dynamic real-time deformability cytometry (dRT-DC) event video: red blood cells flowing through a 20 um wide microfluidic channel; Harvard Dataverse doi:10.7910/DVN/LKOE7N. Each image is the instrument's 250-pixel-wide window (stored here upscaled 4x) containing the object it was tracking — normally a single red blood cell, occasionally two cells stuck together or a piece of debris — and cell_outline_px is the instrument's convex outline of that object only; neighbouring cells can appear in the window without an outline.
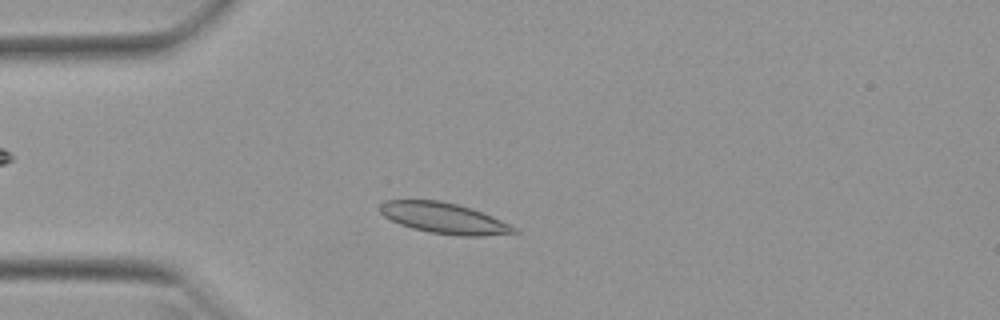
{"species": "Egyptian fruit bat (a non-hibernating species)", "species_latin": "Rousettus aegyptiacus", "temperature_condition": "warm", "stored_images_in_passage": 46, "camera_frame_rate_fps": 3000, "um_per_image_px": 0.085, "animal": {"sex": "female"}, "frame": {"image": 1, "passage_image": 8, "time_ms": 2.333, "image_size_px": [1000, 320], "cell_outline_px": [[520, 232], [480, 236], [460, 236], [432, 232], [412, 228], [400, 224], [384, 216], [380, 212], [380, 204], [384, 200], [440, 200], [456, 204], [492, 216], [516, 228]], "centroid_in_image_um": [37.71, 18.54], "position_along_channel_um": 47.3, "area_um2": 23.64}}
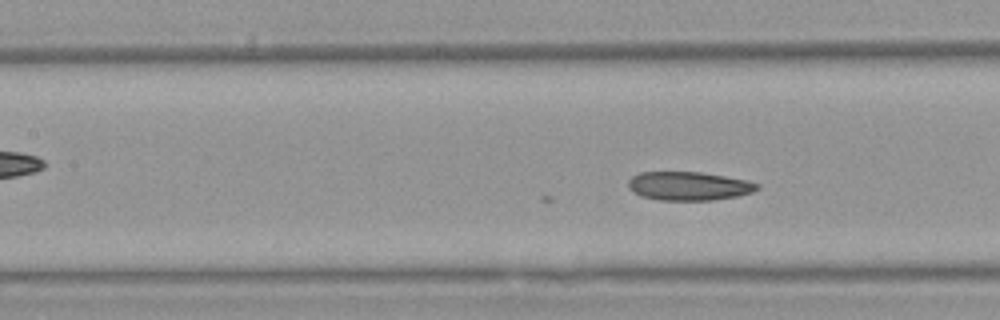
{"frame": {"image": 2, "passage_image": 17, "time_ms": 5.333, "image_size_px": [1000, 320], "cell_outline_px": [[760, 188], [752, 192], [736, 196], [712, 200], [660, 200], [640, 196], [628, 188], [628, 180], [632, 176], [640, 172], [700, 172], [748, 180], [760, 184]], "centroid_in_image_um": [58.54, 15.81], "position_along_channel_um": 148.9, "area_um2": 21.56}}
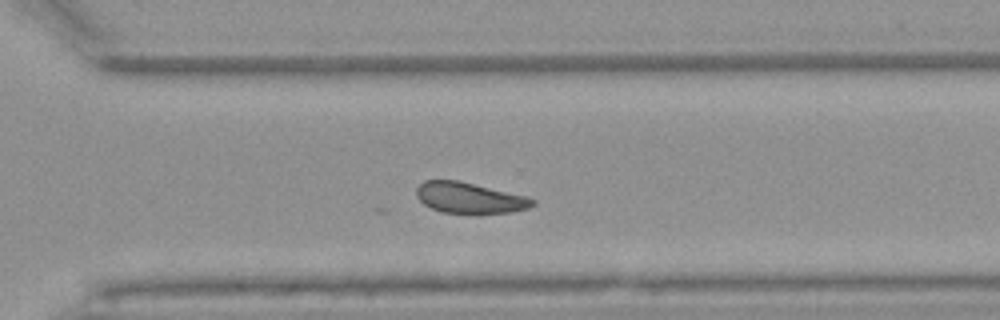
{"frame": {"image": 3, "passage_image": 31, "time_ms": 10.0, "image_size_px": [1000, 320], "cell_outline_px": [[536, 204], [528, 208], [512, 212], [440, 212], [424, 204], [416, 196], [416, 188], [424, 180], [456, 180], [528, 196], [536, 200]], "centroid_in_image_um": [39.92, 16.8], "position_along_channel_um": 330.7, "area_um2": 20.58}}